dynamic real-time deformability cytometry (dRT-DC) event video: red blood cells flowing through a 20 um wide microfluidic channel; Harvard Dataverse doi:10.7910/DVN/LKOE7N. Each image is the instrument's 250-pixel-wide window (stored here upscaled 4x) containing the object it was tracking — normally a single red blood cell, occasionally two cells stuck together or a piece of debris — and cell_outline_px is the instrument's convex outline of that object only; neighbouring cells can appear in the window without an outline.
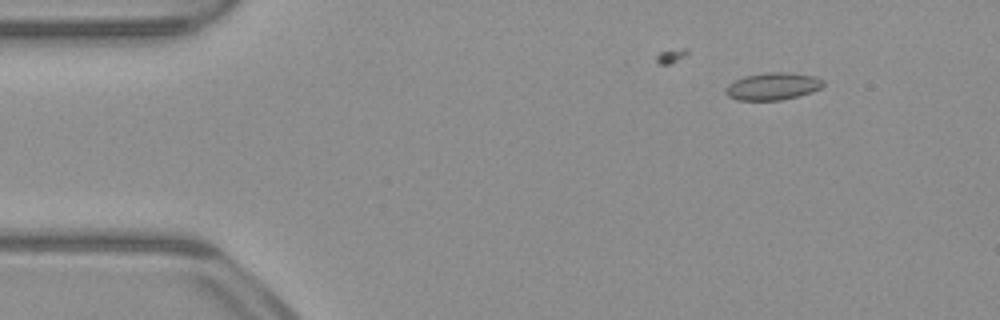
{"species": "common noctule bat (a hibernating species)", "species_latin": "Nyctalus noctula", "temperature_condition": "warm", "stored_images_in_passage": 11, "camera_frame_rate_fps": 3000, "um_per_image_px": 0.085, "animal": {"sex": "male", "body_mass_g": 23.1, "forearm_length_mm": 52.7}, "frame": {"image": 1, "passage_image": 1, "time_ms": 0.0, "image_size_px": [1000, 320], "cell_outline_px": [[824, 84], [820, 88], [812, 92], [780, 100], [736, 100], [728, 96], [724, 92], [724, 88], [728, 84], [744, 76], [764, 72], [792, 72], [816, 76], [824, 80]], "centroid_in_image_um": [65.68, 7.32], "position_along_channel_um": 19.3, "area_um2": 15.72}}
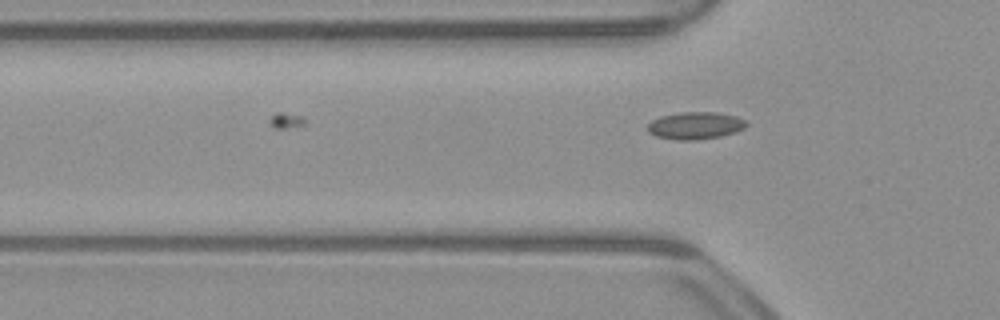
{"frame": {"image": 2, "passage_image": 11, "time_ms": 3.333, "image_size_px": [1000, 320], "cell_outline_px": [[748, 124], [744, 128], [736, 132], [720, 136], [696, 140], [676, 140], [656, 136], [648, 132], [648, 124], [652, 120], [660, 116], [680, 112], [716, 112], [736, 116], [744, 120]], "centroid_in_image_um": [59.09, 10.67], "position_along_channel_um": 66.7, "area_um2": 15.72}}